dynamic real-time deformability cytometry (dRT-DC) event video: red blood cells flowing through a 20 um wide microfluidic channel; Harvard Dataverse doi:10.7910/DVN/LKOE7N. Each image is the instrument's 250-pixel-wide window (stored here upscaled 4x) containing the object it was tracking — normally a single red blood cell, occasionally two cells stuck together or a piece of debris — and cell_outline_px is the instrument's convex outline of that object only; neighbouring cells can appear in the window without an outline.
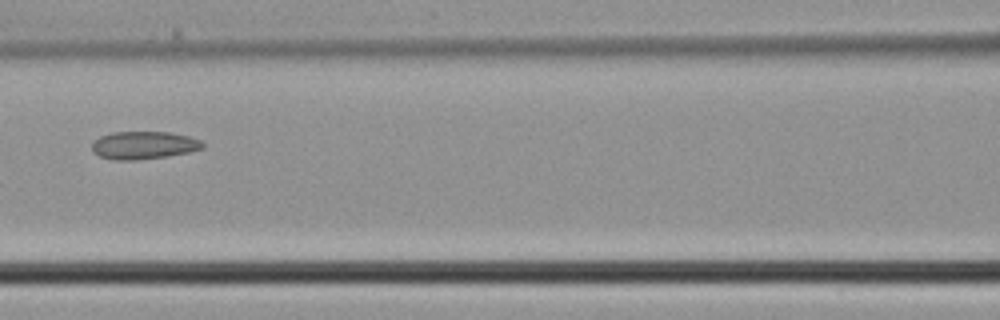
{"species": "common noctule bat (a hibernating species)", "species_latin": "Nyctalus noctula", "temperature_condition": "cold", "stored_images_in_passage": 8, "camera_frame_rate_fps": 3000, "um_per_image_px": 0.085, "animal": {"sex": "male", "body_mass_g": 21.5, "forearm_length_mm": 52.0}, "frame": {"image": 1, "passage_image": 6, "time_ms": 1.667, "image_size_px": [1000, 320], "cell_outline_px": [[204, 148], [188, 152], [168, 156], [136, 160], [112, 160], [100, 156], [92, 152], [92, 144], [100, 136], [112, 132], [172, 132], [188, 136], [200, 140], [204, 144]], "centroid_in_image_um": [12.21, 12.34], "position_along_channel_um": 154.4, "area_um2": 17.98}}